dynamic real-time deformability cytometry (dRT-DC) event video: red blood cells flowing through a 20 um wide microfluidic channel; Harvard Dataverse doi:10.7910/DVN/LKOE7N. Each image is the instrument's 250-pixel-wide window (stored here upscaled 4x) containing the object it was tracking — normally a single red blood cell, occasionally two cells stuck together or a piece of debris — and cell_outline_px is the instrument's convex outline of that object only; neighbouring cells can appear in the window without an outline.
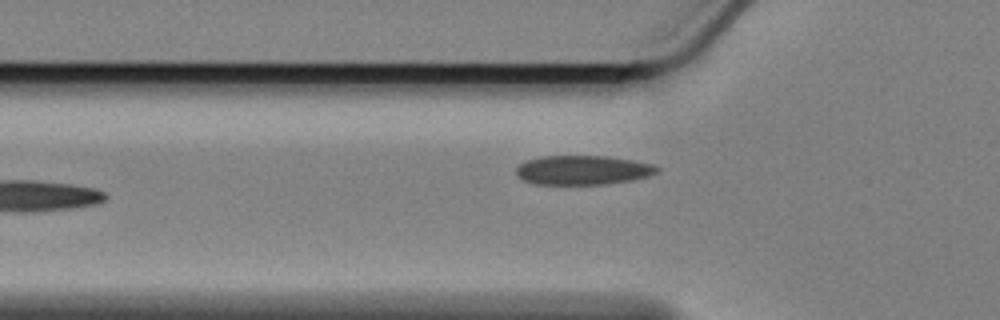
{"species": "Egyptian fruit bat (a non-hibernating species)", "species_latin": "Rousettus aegyptiacus", "temperature_condition": "cold", "stored_images_in_passage": 32, "camera_frame_rate_fps": 3000, "um_per_image_px": 0.085, "animal": {"sex": "female"}, "frame": {"image": 1, "passage_image": 2, "time_ms": 0.333, "image_size_px": [1000, 320], "cell_outline_px": [[660, 168], [656, 172], [648, 176], [632, 180], [604, 184], [536, 184], [524, 180], [516, 176], [516, 168], [520, 164], [528, 160], [540, 156], [608, 156], [632, 160], [652, 164]], "centroid_in_image_um": [49.52, 14.45], "position_along_channel_um": 76.3, "area_um2": 23.93}}
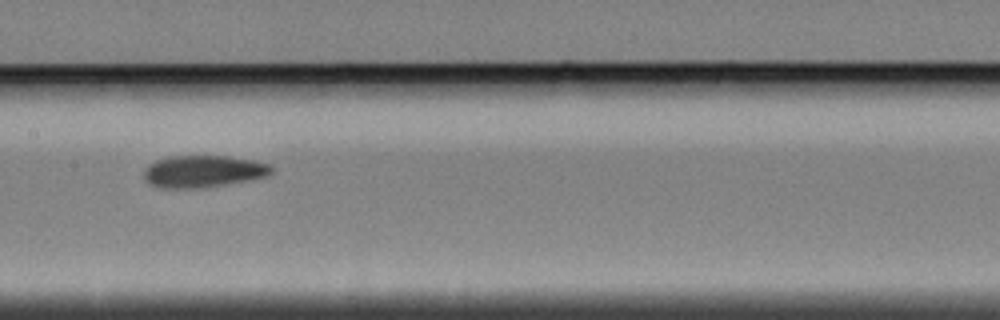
{"frame": {"image": 2, "passage_image": 12, "time_ms": 3.667, "image_size_px": [1000, 320], "cell_outline_px": [[272, 172], [268, 176], [208, 188], [160, 188], [148, 184], [144, 180], [144, 168], [148, 164], [156, 160], [168, 156], [228, 156], [256, 160], [268, 164], [272, 168]], "centroid_in_image_um": [17.24, 14.57], "position_along_channel_um": 190.2, "area_um2": 24.22}}
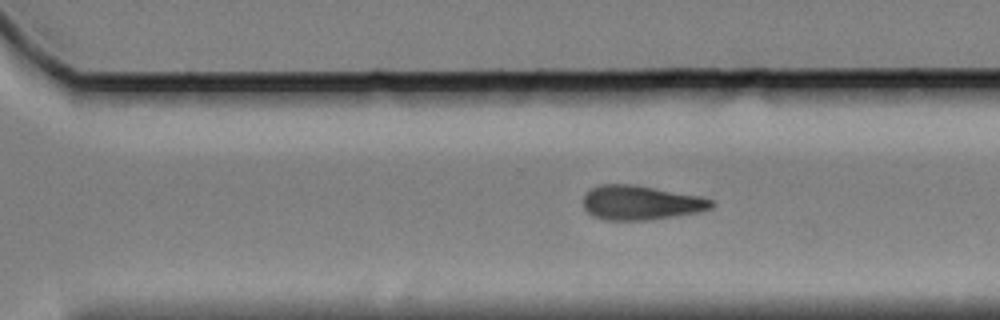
{"frame": {"image": 3, "passage_image": 19, "time_ms": 6.0, "image_size_px": [1000, 320], "cell_outline_px": [[716, 204], [712, 208], [700, 212], [676, 216], [648, 220], [604, 220], [592, 216], [584, 208], [584, 192], [600, 184], [636, 184], [700, 196], [712, 200]], "centroid_in_image_um": [54.47, 17.22], "position_along_channel_um": 316.1, "area_um2": 26.01}}